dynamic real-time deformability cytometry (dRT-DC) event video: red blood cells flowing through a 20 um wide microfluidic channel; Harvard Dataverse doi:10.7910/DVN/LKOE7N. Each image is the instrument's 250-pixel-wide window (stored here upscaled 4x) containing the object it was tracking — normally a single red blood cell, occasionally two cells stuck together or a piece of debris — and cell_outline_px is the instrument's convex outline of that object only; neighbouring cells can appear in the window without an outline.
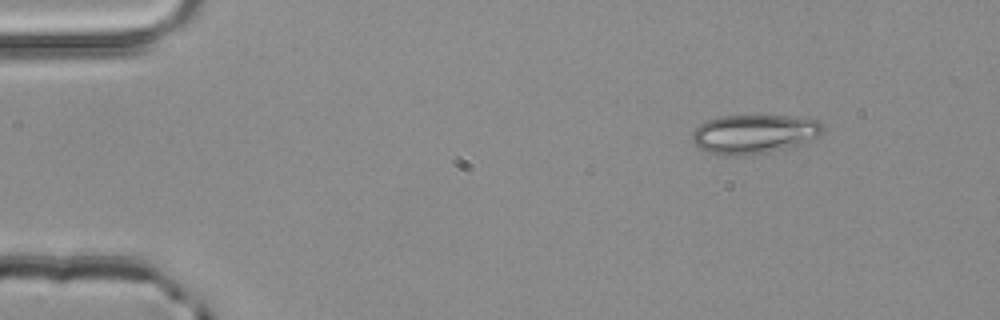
{"species": "common noctule bat (a hibernating species)", "species_latin": "Nyctalus noctula", "temperature_condition": "room temperature", "stored_images_in_passage": 4, "camera_frame_rate_fps": 3000, "um_per_image_px": 0.085, "animal": {"sex": "male", "body_mass_g": 20.4}, "frame": {"image": 1, "passage_image": 4, "time_ms": 1.0, "image_size_px": [1000, 320], "cell_outline_px": [[824, 128], [812, 140], [800, 144], [752, 156], [724, 156], [708, 152], [700, 148], [692, 140], [692, 132], [700, 124], [708, 120], [720, 116], [788, 116], [820, 120], [824, 124]], "centroid_in_image_um": [64.09, 11.4], "position_along_channel_um": 20.9, "area_um2": 29.82}}